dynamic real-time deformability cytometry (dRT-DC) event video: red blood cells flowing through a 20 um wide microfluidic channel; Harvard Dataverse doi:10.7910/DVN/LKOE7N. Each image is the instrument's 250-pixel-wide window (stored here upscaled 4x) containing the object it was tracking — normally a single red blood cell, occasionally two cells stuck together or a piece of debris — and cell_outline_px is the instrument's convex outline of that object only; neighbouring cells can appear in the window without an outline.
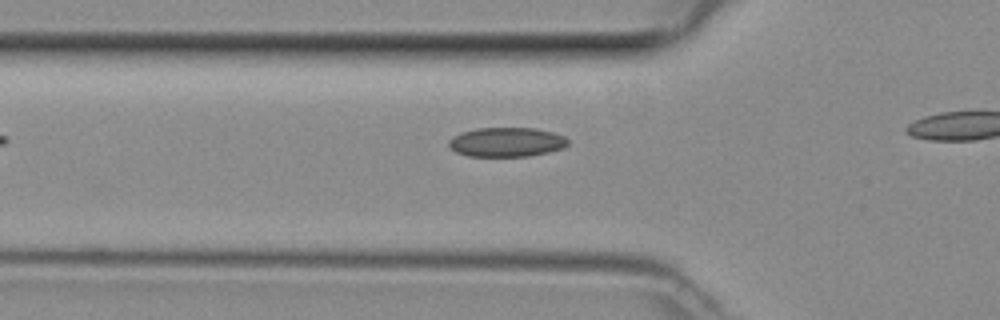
{"species": "common noctule bat (a hibernating species)", "species_latin": "Nyctalus noctula", "temperature_condition": "room temperature", "stored_images_in_passage": 8, "camera_frame_rate_fps": 3000, "um_per_image_px": 0.085, "animal": {"sex": "female", "body_mass_g": 29.2, "forearm_length_mm": 56.3}, "frame": {"image": 1, "passage_image": 3, "time_ms": 0.667, "image_size_px": [1000, 320], "cell_outline_px": [[568, 144], [564, 148], [548, 152], [528, 156], [468, 156], [456, 152], [448, 144], [448, 140], [452, 136], [460, 132], [476, 128], [536, 128], [552, 132], [564, 136], [568, 140]], "centroid_in_image_um": [43.04, 12.07], "position_along_channel_um": 82.8, "area_um2": 20.46}}
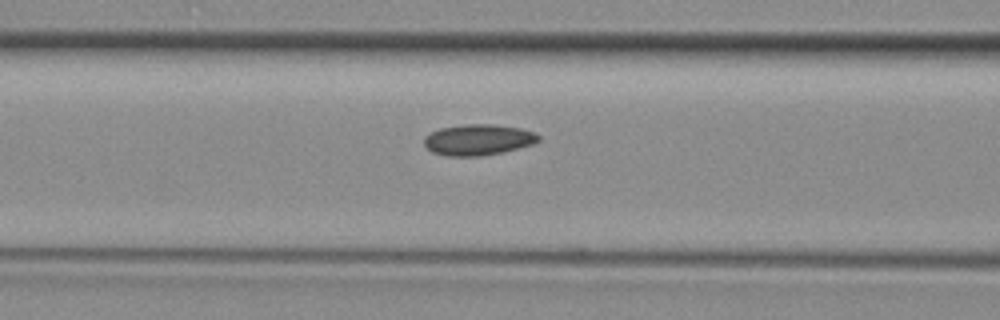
{"frame": {"image": 2, "passage_image": 6, "time_ms": 1.667, "image_size_px": [1000, 320], "cell_outline_px": [[540, 140], [532, 144], [504, 152], [480, 156], [448, 156], [432, 152], [424, 144], [424, 136], [440, 128], [468, 124], [492, 124], [520, 128], [536, 132], [540, 136]], "centroid_in_image_um": [40.66, 11.88], "position_along_channel_um": 125.9, "area_um2": 20.63}}